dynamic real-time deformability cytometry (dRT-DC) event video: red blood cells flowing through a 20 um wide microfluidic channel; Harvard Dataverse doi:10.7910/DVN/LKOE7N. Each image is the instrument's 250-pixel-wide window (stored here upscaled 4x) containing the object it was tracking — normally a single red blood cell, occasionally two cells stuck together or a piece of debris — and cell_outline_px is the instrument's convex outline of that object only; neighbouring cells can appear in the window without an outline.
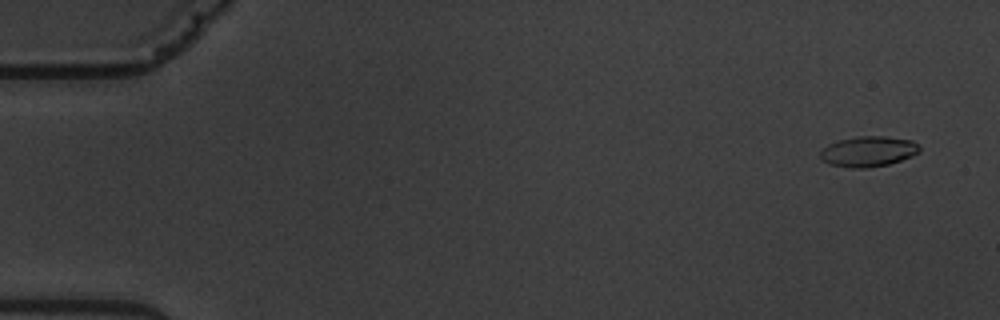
{"species": "common noctule bat (a hibernating species)", "species_latin": "Nyctalus noctula", "temperature_condition": "warm", "stored_images_in_passage": 6, "camera_frame_rate_fps": 3000, "um_per_image_px": 0.085, "animal": {"sex": "male", "body_mass_g": 19.5, "forearm_length_mm": 54.6}, "frame": {"image": 1, "passage_image": 1, "time_ms": 0.0, "image_size_px": [1000, 320], "cell_outline_px": [[920, 152], [912, 156], [888, 164], [868, 168], [852, 168], [828, 164], [820, 160], [820, 152], [828, 144], [840, 140], [856, 136], [884, 136], [912, 140], [920, 148]], "centroid_in_image_um": [73.78, 12.88], "position_along_channel_um": 11.2, "area_um2": 17.63}}
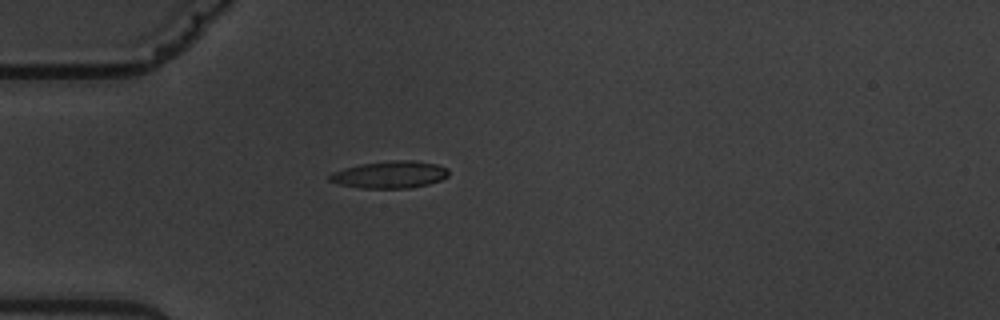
{"frame": {"image": 2, "passage_image": 5, "time_ms": 4.667, "image_size_px": [1000, 320], "cell_outline_px": [[448, 176], [440, 180], [428, 184], [408, 188], [360, 188], [340, 184], [328, 180], [328, 176], [336, 172], [360, 164], [392, 160], [412, 160], [436, 164], [448, 168]], "centroid_in_image_um": [33.18, 14.84], "position_along_channel_um": 51.8, "area_um2": 18.55}}